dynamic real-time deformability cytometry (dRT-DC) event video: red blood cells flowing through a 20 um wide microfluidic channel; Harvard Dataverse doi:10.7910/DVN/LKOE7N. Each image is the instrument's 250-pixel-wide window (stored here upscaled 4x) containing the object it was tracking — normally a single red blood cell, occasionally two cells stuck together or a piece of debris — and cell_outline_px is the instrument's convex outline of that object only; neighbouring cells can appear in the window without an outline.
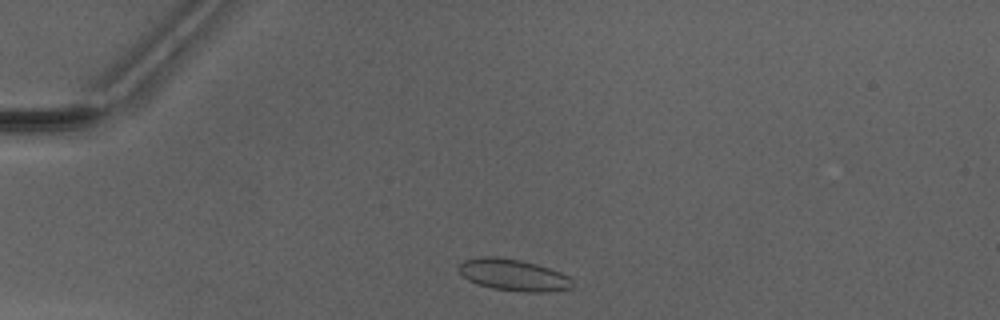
{"species": "Egyptian fruit bat (a non-hibernating species)", "species_latin": "Rousettus aegyptiacus", "temperature_condition": "warm", "stored_images_in_passage": 33, "camera_frame_rate_fps": 3000, "um_per_image_px": 0.085, "animal": {"sex": "male"}, "frame": {"image": 1, "passage_image": 3, "time_ms": 0.667, "image_size_px": [1000, 320], "cell_outline_px": [[572, 288], [548, 292], [520, 292], [492, 288], [476, 284], [468, 280], [456, 268], [464, 260], [476, 256], [496, 256], [520, 260], [536, 264], [560, 272], [568, 276], [572, 280]], "centroid_in_image_um": [43.6, 23.37], "position_along_channel_um": 41.4, "area_um2": 21.15}}
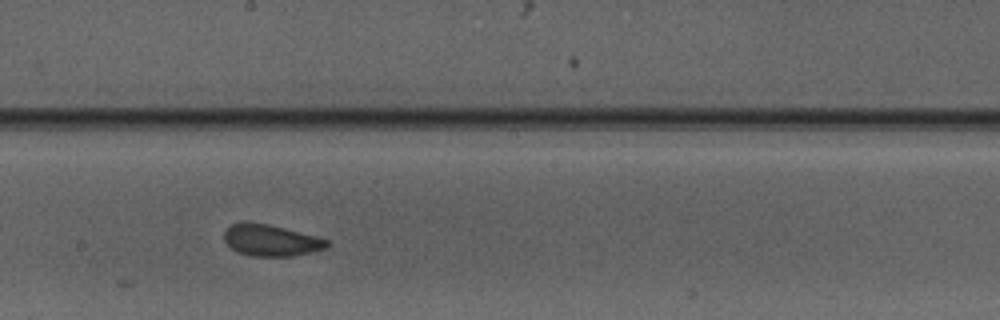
{"frame": {"image": 2, "passage_image": 19, "time_ms": 6.0, "image_size_px": [1000, 320], "cell_outline_px": [[328, 244], [324, 248], [292, 256], [252, 256], [240, 252], [232, 248], [224, 240], [224, 232], [232, 224], [268, 224], [316, 236], [328, 240]], "centroid_in_image_um": [23.03, 20.45], "position_along_channel_um": 225.2, "area_um2": 18.09}}
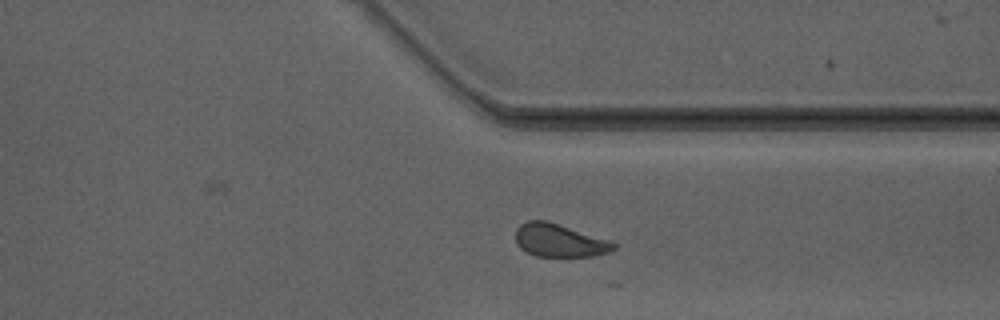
{"frame": {"image": 3, "passage_image": 29, "time_ms": 9.333, "image_size_px": [1000, 320], "cell_outline_px": [[616, 248], [608, 252], [592, 256], [536, 256], [520, 248], [516, 244], [516, 228], [520, 224], [528, 220], [544, 220], [616, 244]], "centroid_in_image_um": [47.45, 20.45], "position_along_channel_um": 363.9, "area_um2": 18.15}, "authors_computed_cell_mechanics": {"area_um2": 19.3052, "velocity_mm_per_s": 4.1574, "shape_relaxation_time_tau1_ms": 6.0774, "shape_relaxation_time_tau2_ms": null, "deformation_change_tau1": 0.1241, "deformation_change_tau2": null}}